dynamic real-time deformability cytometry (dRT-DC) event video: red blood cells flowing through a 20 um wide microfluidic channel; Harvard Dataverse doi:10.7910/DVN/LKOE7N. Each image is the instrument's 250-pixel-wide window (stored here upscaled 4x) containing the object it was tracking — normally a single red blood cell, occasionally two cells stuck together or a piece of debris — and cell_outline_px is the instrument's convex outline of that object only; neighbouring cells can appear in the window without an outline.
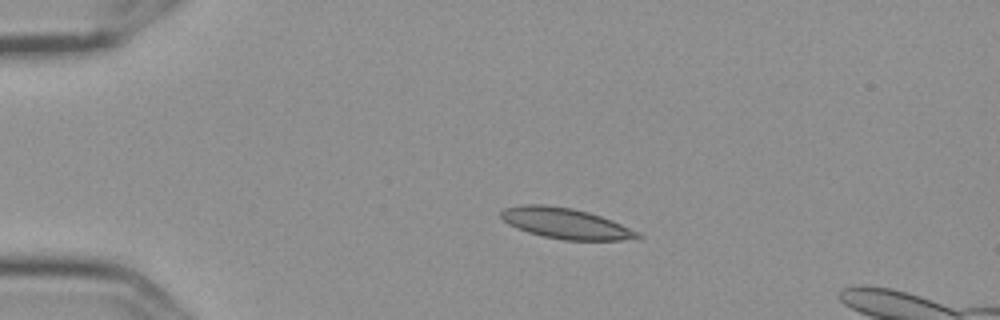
{"species": "Egyptian fruit bat (a non-hibernating species)", "species_latin": "Rousettus aegyptiacus", "temperature_condition": "cold", "stored_images_in_passage": 15, "camera_frame_rate_fps": 3000, "um_per_image_px": 0.085, "frame": {"image": 1, "passage_image": 3, "time_ms": 0.667, "image_size_px": [1000, 320], "cell_outline_px": [[644, 236], [620, 240], [564, 240], [544, 236], [528, 232], [516, 228], [508, 224], [500, 216], [500, 212], [504, 208], [524, 204], [544, 204], [572, 208], [588, 212], [612, 220], [640, 232]], "centroid_in_image_um": [48.06, 18.98], "position_along_channel_um": 36.9, "area_um2": 24.33}}
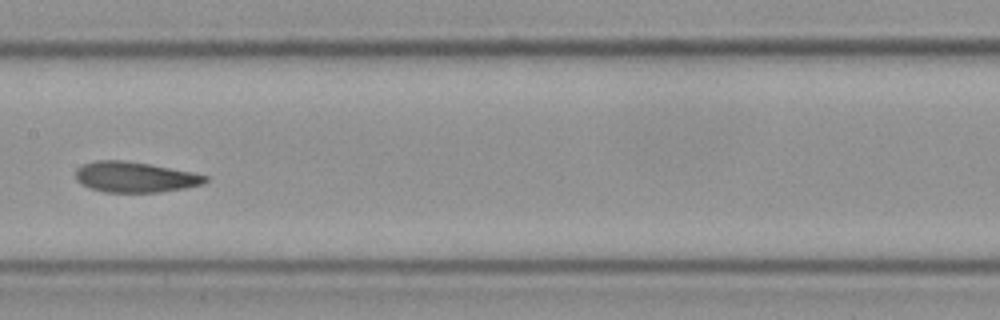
{"frame": {"image": 2, "passage_image": 8, "time_ms": 2.333, "image_size_px": [1000, 320], "cell_outline_px": [[208, 180], [204, 184], [184, 188], [160, 192], [104, 192], [88, 188], [80, 184], [76, 180], [76, 168], [80, 164], [96, 160], [124, 160], [148, 164], [192, 172], [208, 176]], "centroid_in_image_um": [11.42, 15.05], "position_along_channel_um": 196.0, "area_um2": 23.24}}
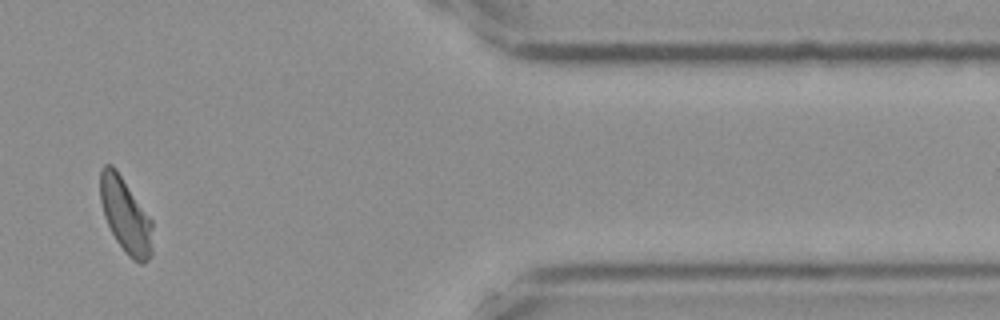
{"frame": {"image": 3, "passage_image": 13, "time_ms": 4.0, "image_size_px": [1000, 320], "cell_outline_px": [[152, 252], [148, 260], [140, 264], [132, 260], [124, 252], [116, 240], [104, 216], [100, 200], [100, 172], [104, 164], [112, 164], [116, 168], [152, 220]], "centroid_in_image_um": [10.67, 18.32], "position_along_channel_um": 400.7, "area_um2": 22.89}}